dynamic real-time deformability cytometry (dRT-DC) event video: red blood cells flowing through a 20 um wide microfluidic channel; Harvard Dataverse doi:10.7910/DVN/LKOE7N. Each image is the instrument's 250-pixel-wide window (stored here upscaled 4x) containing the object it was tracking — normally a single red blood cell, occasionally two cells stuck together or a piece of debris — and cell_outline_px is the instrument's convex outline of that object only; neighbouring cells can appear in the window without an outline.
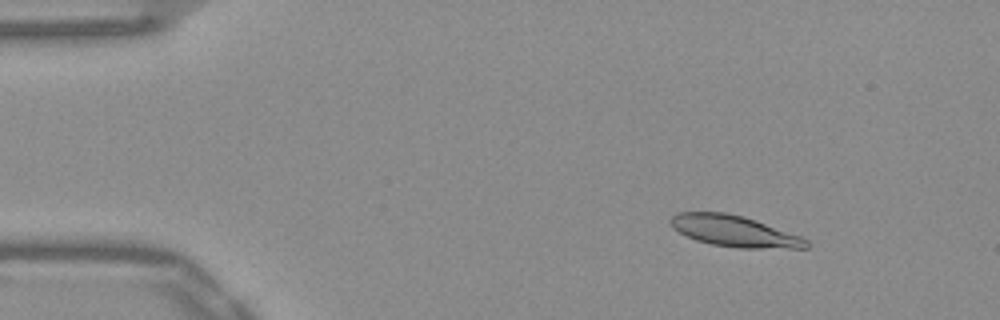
{"species": "Egyptian fruit bat (a non-hibernating species)", "species_latin": "Rousettus aegyptiacus", "temperature_condition": "warm", "stored_images_in_passage": 52, "camera_frame_rate_fps": 3000, "um_per_image_px": 0.085, "frame": {"image": 1, "passage_image": 7, "time_ms": 2.0, "image_size_px": [1000, 320], "cell_outline_px": [[812, 244], [808, 248], [736, 248], [712, 244], [696, 240], [672, 228], [668, 224], [668, 220], [676, 212], [724, 212], [744, 216], [800, 236], [808, 240]], "centroid_in_image_um": [62.4, 19.64], "position_along_channel_um": 22.6, "area_um2": 24.74}}
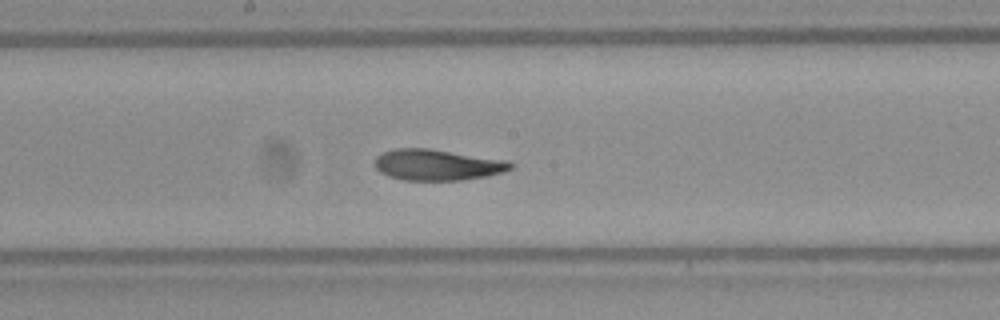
{"frame": {"image": 2, "passage_image": 28, "time_ms": 9.0, "image_size_px": [1000, 320], "cell_outline_px": [[516, 164], [512, 168], [488, 176], [460, 180], [404, 180], [388, 176], [380, 172], [376, 168], [376, 156], [380, 152], [396, 148], [428, 148], [508, 160]], "centroid_in_image_um": [37.17, 14.0], "position_along_channel_um": 211.0, "area_um2": 24.62}}
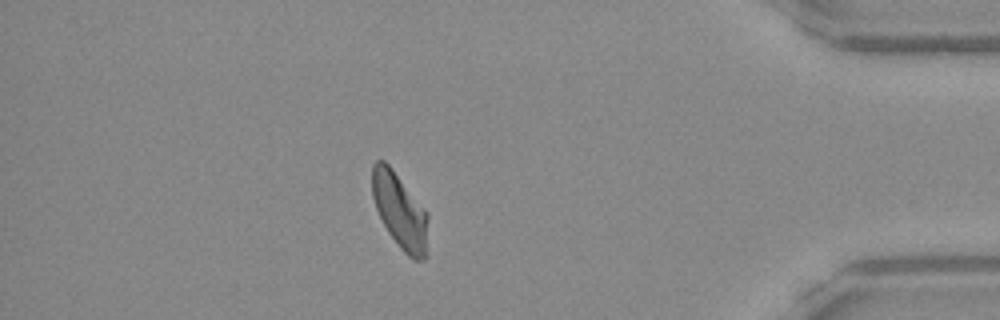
{"frame": {"image": 3, "passage_image": 46, "time_ms": 15.0, "image_size_px": [1000, 320], "cell_outline_px": [[428, 256], [424, 260], [412, 260], [400, 248], [388, 232], [376, 208], [372, 196], [372, 164], [376, 160], [384, 160], [392, 168], [428, 212]], "centroid_in_image_um": [34.03, 17.97], "position_along_channel_um": 401.2, "area_um2": 24.91}, "authors_computed_cell_mechanics": {"area_um2": 24.7095, "velocity_mm_per_s": 3.8451, "shape_relaxation_time_tau1_ms": 4.1222, "shape_relaxation_time_tau2_ms": 2.4678, "deformation_change_tau1": 0.1648, "deformation_change_tau2": 0.0822}}